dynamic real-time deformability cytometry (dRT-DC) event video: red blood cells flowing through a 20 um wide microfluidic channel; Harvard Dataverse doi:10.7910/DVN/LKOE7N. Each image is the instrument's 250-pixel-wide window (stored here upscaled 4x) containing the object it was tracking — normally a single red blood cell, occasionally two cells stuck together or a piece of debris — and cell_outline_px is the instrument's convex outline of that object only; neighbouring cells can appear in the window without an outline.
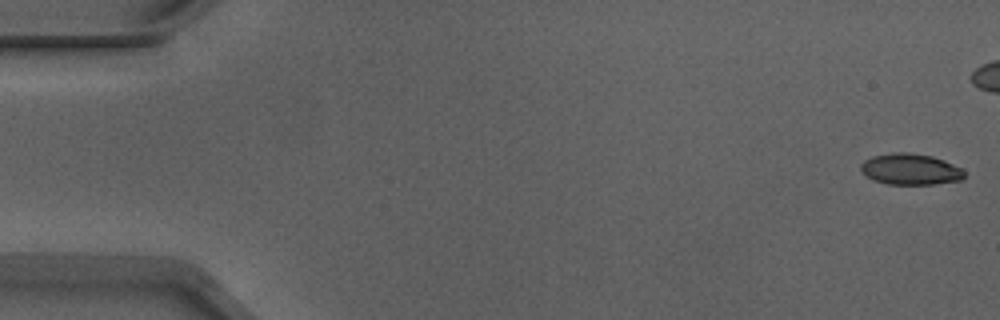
{"species": "Egyptian fruit bat (a non-hibernating species)", "species_latin": "Rousettus aegyptiacus", "temperature_condition": "warm", "stored_images_in_passage": 43, "camera_frame_rate_fps": 3000, "um_per_image_px": 0.085, "animal": {"sex": "male"}, "frame": {"image": 1, "passage_image": 1, "time_ms": 0.0, "image_size_px": [1000, 320], "cell_outline_px": [[964, 176], [960, 180], [936, 184], [888, 184], [876, 180], [868, 176], [860, 168], [860, 164], [864, 160], [872, 156], [892, 152], [908, 152], [932, 156], [944, 160], [960, 168], [964, 172]], "centroid_in_image_um": [77.38, 14.37], "position_along_channel_um": 7.6, "area_um2": 18.61}}
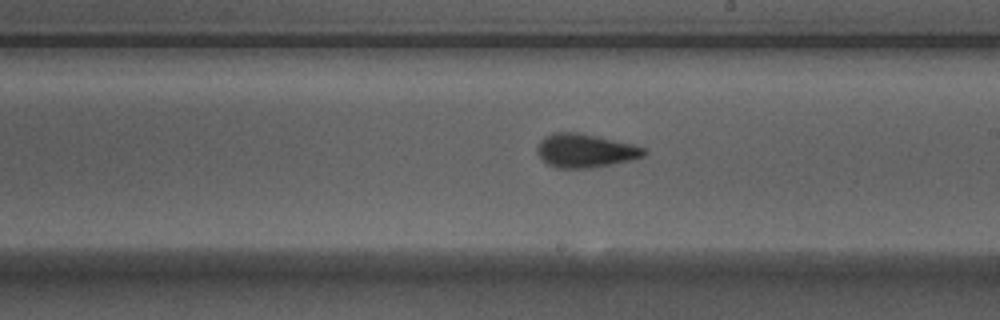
{"frame": {"image": 2, "passage_image": 30, "time_ms": 9.667, "image_size_px": [1000, 320], "cell_outline_px": [[648, 152], [644, 156], [632, 160], [612, 164], [588, 168], [556, 168], [540, 160], [536, 152], [536, 148], [540, 140], [544, 136], [552, 132], [576, 132], [596, 136], [632, 144], [644, 148]], "centroid_in_image_um": [49.69, 12.81], "position_along_channel_um": 239.3, "area_um2": 21.1}}
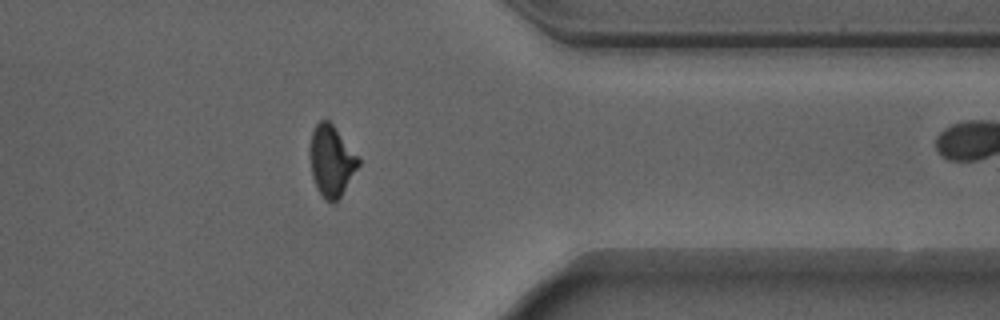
{"frame": {"image": 3, "passage_image": 42, "time_ms": 13.667, "image_size_px": [1000, 320], "cell_outline_px": [[360, 164], [340, 196], [332, 204], [316, 188], [312, 176], [312, 132], [316, 124], [320, 120], [328, 120], [332, 124], [360, 156]], "centroid_in_image_um": [28.22, 13.66], "position_along_channel_um": 383.2, "area_um2": 19.48}}